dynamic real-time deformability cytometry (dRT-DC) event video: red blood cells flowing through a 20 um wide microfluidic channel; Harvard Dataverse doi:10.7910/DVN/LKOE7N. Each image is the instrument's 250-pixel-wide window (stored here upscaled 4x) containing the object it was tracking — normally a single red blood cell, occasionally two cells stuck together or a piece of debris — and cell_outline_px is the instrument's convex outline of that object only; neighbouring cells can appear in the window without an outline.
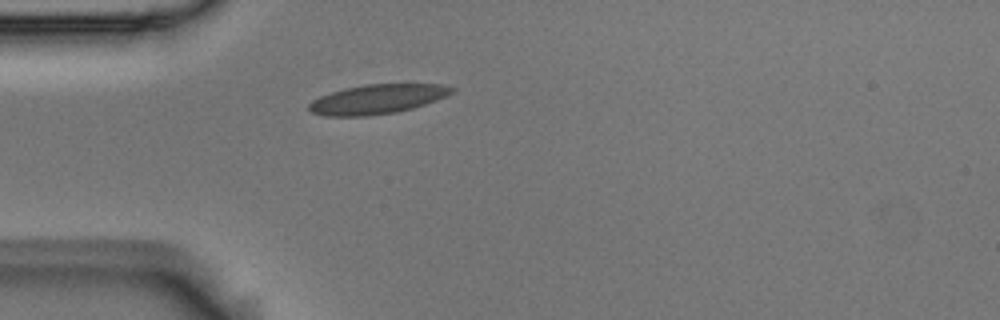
{"species": "Egyptian fruit bat (a non-hibernating species)", "species_latin": "Rousettus aegyptiacus", "temperature_condition": "room temperature", "stored_images_in_passage": 3, "camera_frame_rate_fps": 3000, "um_per_image_px": 0.085, "animal": {"sex": "male"}, "frame": {"image": 1, "passage_image": 3, "time_ms": 0.667, "image_size_px": [1000, 320], "cell_outline_px": [[456, 92], [436, 100], [412, 108], [396, 112], [368, 116], [324, 116], [312, 112], [308, 108], [308, 104], [312, 100], [320, 96], [344, 88], [364, 84], [440, 84], [456, 88]], "centroid_in_image_um": [32.07, 8.42], "position_along_channel_um": 52.9, "area_um2": 24.57}}